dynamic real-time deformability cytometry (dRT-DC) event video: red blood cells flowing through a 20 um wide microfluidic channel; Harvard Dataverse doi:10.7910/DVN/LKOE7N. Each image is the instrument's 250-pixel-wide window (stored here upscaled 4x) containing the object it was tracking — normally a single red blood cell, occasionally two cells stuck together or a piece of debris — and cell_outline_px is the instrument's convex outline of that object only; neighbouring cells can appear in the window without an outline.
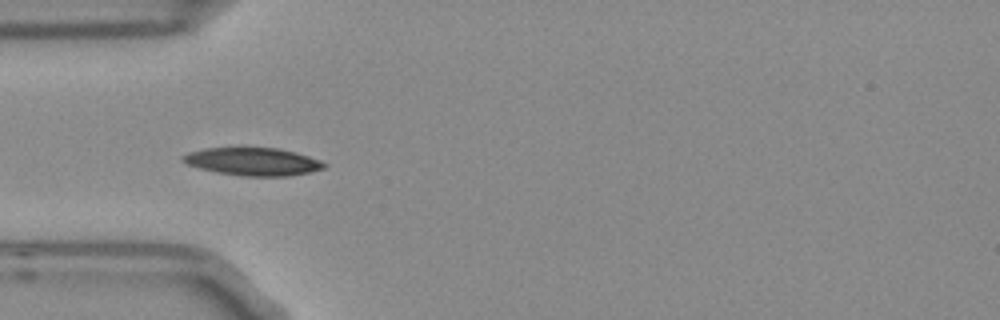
{"species": "Egyptian fruit bat (a non-hibernating species)", "species_latin": "Rousettus aegyptiacus", "temperature_condition": "room temperature", "stored_images_in_passage": 10, "camera_frame_rate_fps": 3000, "um_per_image_px": 0.085, "frame": {"image": 1, "passage_image": 5, "time_ms": 1.333, "image_size_px": [1000, 320], "cell_outline_px": [[328, 164], [324, 168], [308, 172], [288, 176], [240, 176], [216, 172], [200, 168], [188, 164], [180, 160], [180, 156], [188, 152], [204, 148], [240, 144], [280, 148], [296, 152], [320, 160]], "centroid_in_image_um": [21.43, 13.67], "position_along_channel_um": 63.6, "area_um2": 24.04}}
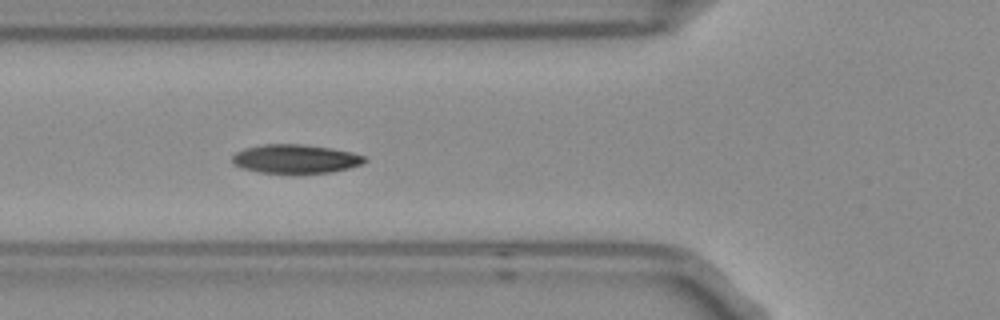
{"frame": {"image": 2, "passage_image": 6, "time_ms": 1.667, "image_size_px": [1000, 320], "cell_outline_px": [[368, 160], [360, 164], [348, 168], [328, 172], [260, 172], [244, 168], [232, 164], [232, 156], [236, 152], [244, 148], [260, 144], [304, 144], [332, 148], [352, 152], [364, 156]], "centroid_in_image_um": [25.09, 13.47], "position_along_channel_um": 100.7, "area_um2": 21.96}}